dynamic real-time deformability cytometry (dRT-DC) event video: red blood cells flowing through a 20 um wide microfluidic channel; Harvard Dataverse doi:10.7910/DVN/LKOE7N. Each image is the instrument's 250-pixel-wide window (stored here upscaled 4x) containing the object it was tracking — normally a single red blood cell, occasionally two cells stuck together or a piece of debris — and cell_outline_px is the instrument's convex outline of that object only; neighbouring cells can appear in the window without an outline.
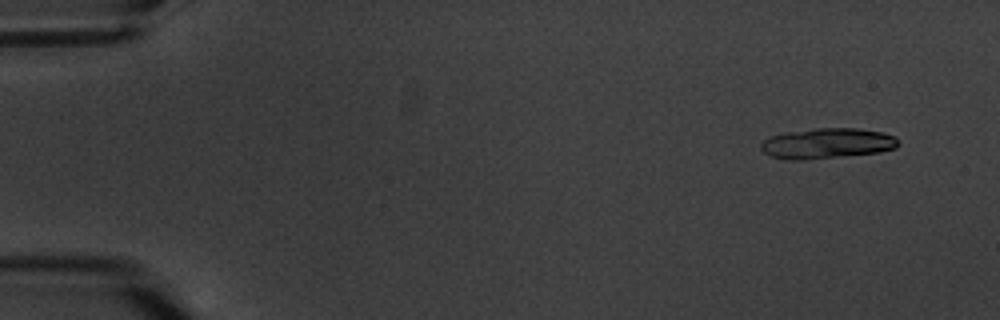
{"species": "common noctule bat (a hibernating species)", "species_latin": "Nyctalus noctula", "temperature_condition": "warm", "stored_images_in_passage": 5, "camera_frame_rate_fps": 3000, "um_per_image_px": 0.085, "animal": {"sex": "male", "body_mass_g": 20.1, "forearm_length_mm": 53.5}, "frame": {"image": 1, "passage_image": 1, "time_ms": 0.0, "image_size_px": [1000, 320], "cell_outline_px": [[900, 144], [896, 148], [880, 152], [804, 160], [788, 160], [768, 156], [760, 148], [760, 144], [768, 136], [784, 132], [816, 128], [856, 128], [884, 132], [896, 136], [900, 140]], "centroid_in_image_um": [70.31, 12.18], "position_along_channel_um": 14.7, "area_um2": 24.8}}